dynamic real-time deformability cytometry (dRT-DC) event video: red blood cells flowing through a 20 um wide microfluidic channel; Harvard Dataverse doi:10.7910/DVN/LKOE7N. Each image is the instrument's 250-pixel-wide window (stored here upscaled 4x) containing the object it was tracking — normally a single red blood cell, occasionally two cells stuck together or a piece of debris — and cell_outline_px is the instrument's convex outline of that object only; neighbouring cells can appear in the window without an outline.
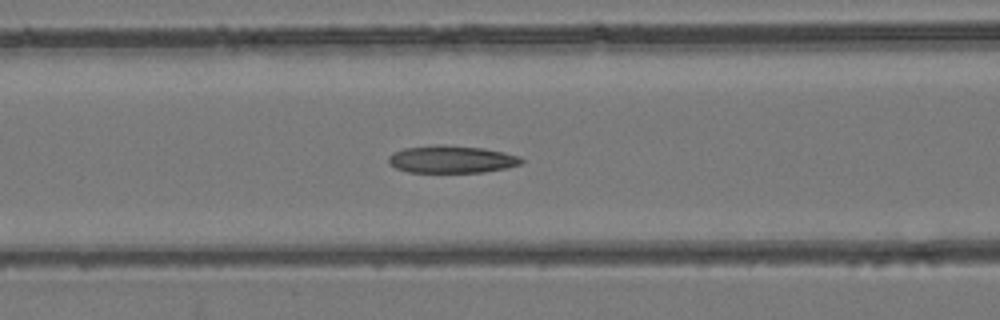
{"species": "common noctule bat (a hibernating species)", "species_latin": "Nyctalus noctula", "temperature_condition": "room temperature", "stored_images_in_passage": 39, "camera_frame_rate_fps": 3000, "um_per_image_px": 0.085, "animal": {"sex": "female", "body_mass_g": 24.6, "forearm_length_mm": 56.2}, "frame": {"image": 1, "passage_image": 20, "time_ms": 6.333, "image_size_px": [1000, 320], "cell_outline_px": [[524, 160], [520, 164], [508, 168], [484, 172], [408, 172], [396, 168], [388, 164], [388, 156], [392, 152], [404, 148], [436, 144], [484, 148], [504, 152], [520, 156]], "centroid_in_image_um": [38.37, 13.54], "position_along_channel_um": 128.2, "area_um2": 21.44}}
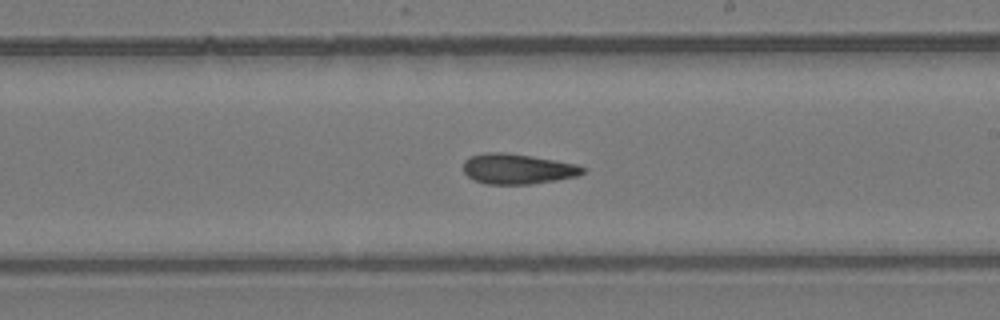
{"frame": {"image": 2, "passage_image": 28, "time_ms": 9.0, "image_size_px": [1000, 320], "cell_outline_px": [[588, 168], [584, 172], [576, 176], [556, 180], [532, 184], [484, 184], [468, 176], [464, 172], [464, 160], [468, 156], [484, 152], [504, 152], [532, 156], [576, 164]], "centroid_in_image_um": [43.98, 14.35], "position_along_channel_um": 245.0, "area_um2": 21.15}}
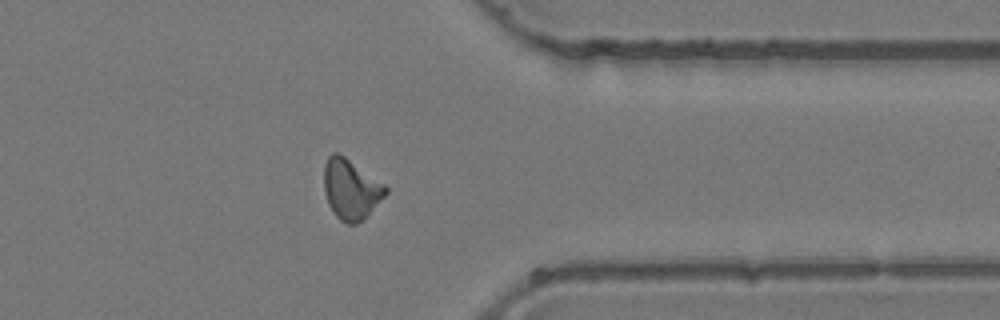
{"frame": {"image": 3, "passage_image": 38, "time_ms": 12.333, "image_size_px": [1000, 320], "cell_outline_px": [[388, 192], [364, 220], [356, 224], [348, 224], [340, 220], [336, 216], [328, 204], [324, 192], [324, 164], [328, 156], [332, 152], [340, 152], [384, 184], [388, 188]], "centroid_in_image_um": [29.82, 16.07], "position_along_channel_um": 381.6, "area_um2": 21.85}}